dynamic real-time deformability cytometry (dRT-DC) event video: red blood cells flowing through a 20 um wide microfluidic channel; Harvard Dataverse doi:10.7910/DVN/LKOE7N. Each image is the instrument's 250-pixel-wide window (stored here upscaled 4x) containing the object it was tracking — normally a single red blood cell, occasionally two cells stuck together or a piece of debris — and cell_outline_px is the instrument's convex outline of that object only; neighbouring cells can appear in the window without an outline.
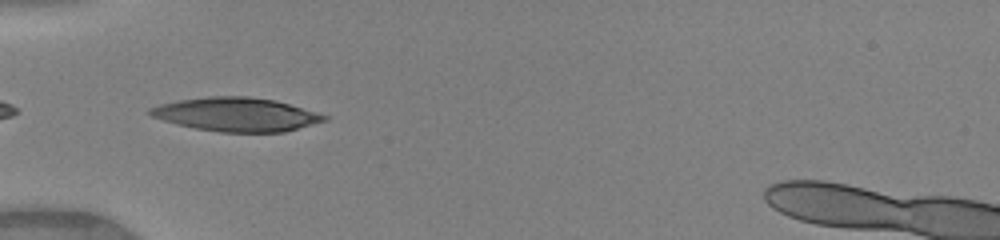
{"species": "human", "species_latin": "Homo sapiens", "temperature_condition": "warm", "stored_images_in_passage": 33, "camera_frame_rate_fps": 3000, "um_per_image_px": 0.085, "donor": {"sex": "female"}, "frame": {"image": 1, "passage_image": 1, "time_ms": 0.0, "image_size_px": [1000, 240], "cell_outline_px": [[328, 120], [284, 132], [220, 132], [196, 128], [164, 120], [152, 116], [148, 112], [148, 108], [160, 104], [180, 100], [208, 96], [248, 96], [276, 100], [316, 112], [328, 116]], "centroid_in_image_um": [20.12, 9.72], "position_along_channel_um": 64.9, "area_um2": 33.99}}
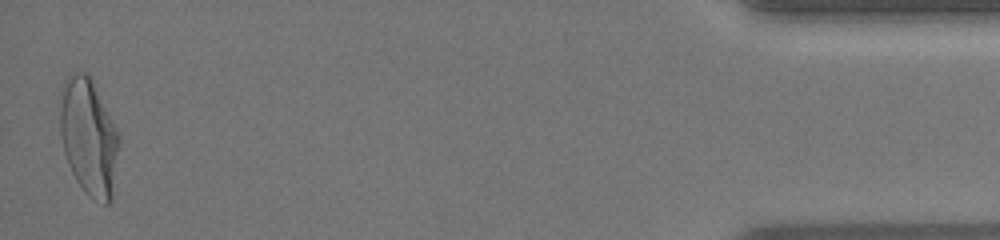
{"frame": {"image": 2, "passage_image": 33, "time_ms": 10.667, "image_size_px": [1000, 240], "cell_outline_px": [[120, 140], [112, 200], [108, 204], [104, 204], [92, 200], [88, 196], [76, 180], [68, 164], [64, 152], [60, 132], [60, 112], [64, 80], [68, 76], [76, 72], [88, 72], [120, 132]], "centroid_in_image_um": [7.58, 11.67], "position_along_channel_um": 427.6, "area_um2": 40.58}, "authors_computed_cell_mechanics": {"area_um2": 34.5066, "velocity_mm_per_s": 4.1463, "shape_relaxation_time_tau1_ms": 3.8658, "shape_relaxation_time_tau2_ms": null, "deformation_change_tau1": 0.2083, "deformation_change_tau2": null}}